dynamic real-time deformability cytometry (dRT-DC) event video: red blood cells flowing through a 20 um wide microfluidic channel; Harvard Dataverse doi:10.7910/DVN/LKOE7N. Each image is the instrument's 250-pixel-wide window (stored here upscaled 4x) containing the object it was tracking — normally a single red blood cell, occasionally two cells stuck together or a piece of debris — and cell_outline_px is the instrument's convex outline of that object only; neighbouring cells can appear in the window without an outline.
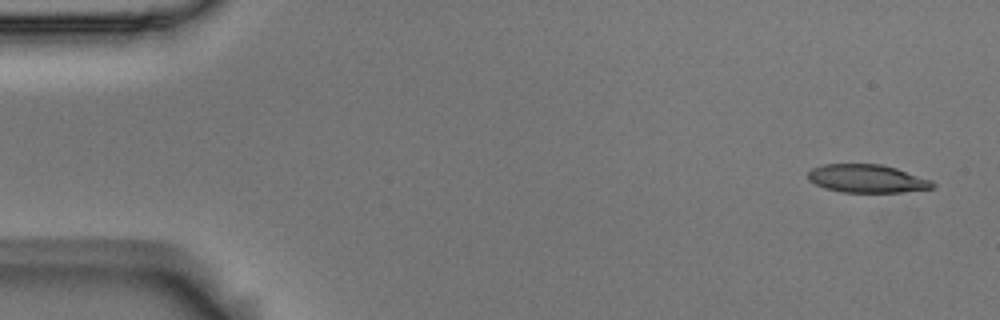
{"species": "Egyptian fruit bat (a non-hibernating species)", "species_latin": "Rousettus aegyptiacus", "temperature_condition": "room temperature", "stored_images_in_passage": 3, "camera_frame_rate_fps": 3000, "um_per_image_px": 0.085, "animal": {"sex": "male"}, "frame": {"image": 1, "passage_image": 1, "time_ms": 0.0, "image_size_px": [1000, 320], "cell_outline_px": [[936, 184], [932, 188], [900, 192], [840, 192], [824, 188], [808, 180], [808, 172], [812, 168], [824, 164], [880, 164], [896, 168], [932, 180]], "centroid_in_image_um": [73.68, 15.18], "position_along_channel_um": 11.3, "area_um2": 20.4}}